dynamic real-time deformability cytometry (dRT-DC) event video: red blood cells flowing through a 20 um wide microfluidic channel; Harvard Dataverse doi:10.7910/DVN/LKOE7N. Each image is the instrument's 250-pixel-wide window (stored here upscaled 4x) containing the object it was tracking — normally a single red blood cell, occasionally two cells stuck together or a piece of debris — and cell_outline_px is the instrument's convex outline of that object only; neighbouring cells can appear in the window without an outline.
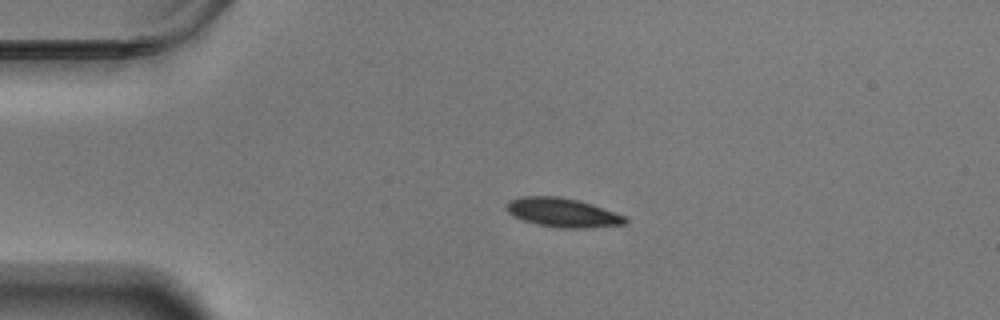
{"species": "Egyptian fruit bat (a non-hibernating species)", "species_latin": "Rousettus aegyptiacus", "temperature_condition": "warm", "stored_images_in_passage": 46, "camera_frame_rate_fps": 3000, "um_per_image_px": 0.085, "animal": {"sex": "male"}, "frame": {"image": 1, "passage_image": 1, "time_ms": 0.0, "image_size_px": [1000, 320], "cell_outline_px": [[628, 220], [624, 224], [588, 228], [560, 228], [540, 224], [524, 220], [512, 216], [504, 208], [504, 204], [508, 200], [520, 196], [556, 196], [576, 200], [592, 204], [624, 216]], "centroid_in_image_um": [47.75, 18.06], "position_along_channel_um": 37.2, "area_um2": 20.0}}
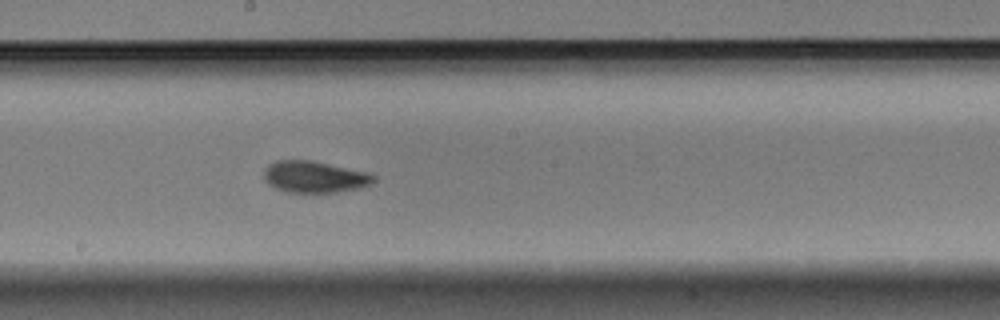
{"frame": {"image": 2, "passage_image": 20, "time_ms": 6.333, "image_size_px": [1000, 320], "cell_outline_px": [[376, 180], [360, 188], [336, 192], [288, 192], [276, 188], [268, 184], [264, 180], [264, 168], [268, 164], [276, 160], [312, 160], [372, 172], [376, 176]], "centroid_in_image_um": [26.76, 15.01], "position_along_channel_um": 221.4, "area_um2": 20.52}}
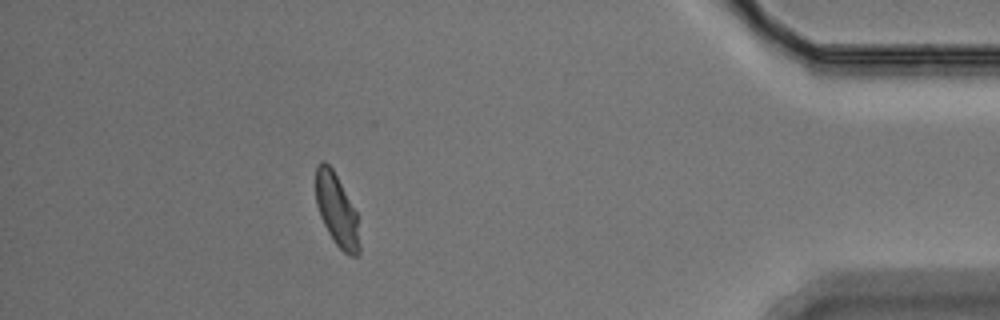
{"frame": {"image": 3, "passage_image": 40, "time_ms": 13.0, "image_size_px": [1000, 320], "cell_outline_px": [[360, 252], [356, 256], [352, 256], [344, 252], [336, 244], [328, 232], [320, 216], [316, 204], [316, 164], [320, 160], [324, 160], [332, 168], [356, 212], [360, 244]], "centroid_in_image_um": [28.61, 17.85], "position_along_channel_um": 406.6, "area_um2": 18.21}, "authors_computed_cell_mechanics": {"area_um2": 20.0566, "velocity_mm_per_s": 3.4785, "shape_relaxation_time_tau1_ms": 3.1341, "shape_relaxation_time_tau2_ms": 2.1457, "deformation_change_tau1": 0.1243, "deformation_change_tau2": 0.0513}}